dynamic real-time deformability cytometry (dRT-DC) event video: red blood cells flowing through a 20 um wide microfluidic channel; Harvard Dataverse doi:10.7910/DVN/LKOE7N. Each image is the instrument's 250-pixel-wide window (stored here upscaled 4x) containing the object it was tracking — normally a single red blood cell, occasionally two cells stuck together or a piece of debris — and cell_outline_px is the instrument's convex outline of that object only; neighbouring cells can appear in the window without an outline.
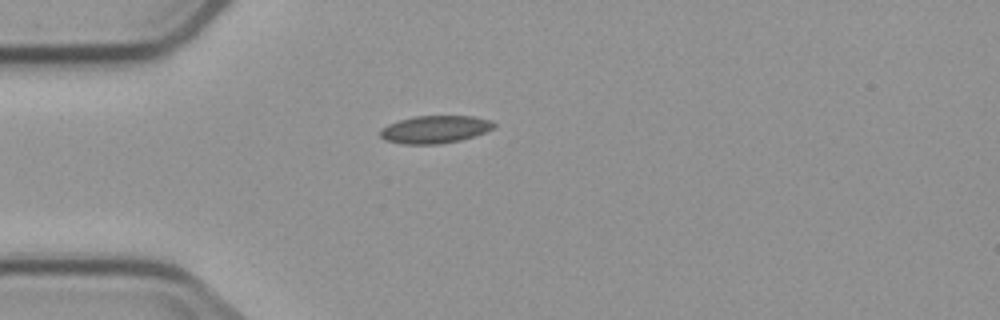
{"species": "common noctule bat (a hibernating species)", "species_latin": "Nyctalus noctula", "temperature_condition": "cold", "stored_images_in_passage": 2, "camera_frame_rate_fps": 3000, "um_per_image_px": 0.085, "animal": {"sex": "male", "body_mass_g": 23.1, "forearm_length_mm": 52.7}, "frame": {"image": 1, "passage_image": 1, "time_ms": 0.0, "image_size_px": [1000, 320], "cell_outline_px": [[496, 128], [460, 140], [440, 144], [400, 144], [384, 140], [380, 136], [380, 128], [388, 124], [400, 120], [416, 116], [476, 116], [492, 120], [496, 124]], "centroid_in_image_um": [36.97, 11.0], "position_along_channel_um": 48.0, "area_um2": 18.44}}